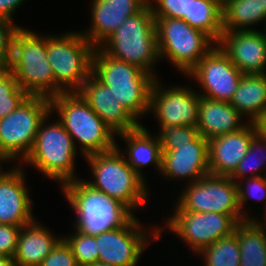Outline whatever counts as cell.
<instances>
[{
	"mask_svg": "<svg viewBox=\"0 0 266 266\" xmlns=\"http://www.w3.org/2000/svg\"><path fill=\"white\" fill-rule=\"evenodd\" d=\"M91 73L109 87L115 99L139 123L144 114H149L151 90L157 77L105 54L99 47H95L92 56Z\"/></svg>",
	"mask_w": 266,
	"mask_h": 266,
	"instance_id": "1",
	"label": "cell"
},
{
	"mask_svg": "<svg viewBox=\"0 0 266 266\" xmlns=\"http://www.w3.org/2000/svg\"><path fill=\"white\" fill-rule=\"evenodd\" d=\"M19 27L12 39L8 68L29 96L51 99L62 92L57 88L52 67L47 59V36Z\"/></svg>",
	"mask_w": 266,
	"mask_h": 266,
	"instance_id": "2",
	"label": "cell"
},
{
	"mask_svg": "<svg viewBox=\"0 0 266 266\" xmlns=\"http://www.w3.org/2000/svg\"><path fill=\"white\" fill-rule=\"evenodd\" d=\"M61 188L77 216L74 228L86 235L95 236L120 228L135 216L120 201L95 189L84 179L77 178Z\"/></svg>",
	"mask_w": 266,
	"mask_h": 266,
	"instance_id": "3",
	"label": "cell"
},
{
	"mask_svg": "<svg viewBox=\"0 0 266 266\" xmlns=\"http://www.w3.org/2000/svg\"><path fill=\"white\" fill-rule=\"evenodd\" d=\"M99 48L107 55L135 65L155 77L159 60L155 19L149 3L129 16Z\"/></svg>",
	"mask_w": 266,
	"mask_h": 266,
	"instance_id": "4",
	"label": "cell"
},
{
	"mask_svg": "<svg viewBox=\"0 0 266 266\" xmlns=\"http://www.w3.org/2000/svg\"><path fill=\"white\" fill-rule=\"evenodd\" d=\"M50 111H56L58 120L80 144L82 155L107 152L116 147L115 132L91 109L78 92L61 93L50 99ZM76 142V143H75Z\"/></svg>",
	"mask_w": 266,
	"mask_h": 266,
	"instance_id": "5",
	"label": "cell"
},
{
	"mask_svg": "<svg viewBox=\"0 0 266 266\" xmlns=\"http://www.w3.org/2000/svg\"><path fill=\"white\" fill-rule=\"evenodd\" d=\"M85 159L94 176L92 181L86 179L89 185L120 201L132 212L146 204L150 195L146 179L127 164L118 144L110 151L91 154Z\"/></svg>",
	"mask_w": 266,
	"mask_h": 266,
	"instance_id": "6",
	"label": "cell"
},
{
	"mask_svg": "<svg viewBox=\"0 0 266 266\" xmlns=\"http://www.w3.org/2000/svg\"><path fill=\"white\" fill-rule=\"evenodd\" d=\"M51 114L50 112L46 115L41 122L34 147L22 165H32L42 172L41 174L58 181L63 186L77 179L74 173H76L75 157L78 149L59 120L47 124Z\"/></svg>",
	"mask_w": 266,
	"mask_h": 266,
	"instance_id": "7",
	"label": "cell"
},
{
	"mask_svg": "<svg viewBox=\"0 0 266 266\" xmlns=\"http://www.w3.org/2000/svg\"><path fill=\"white\" fill-rule=\"evenodd\" d=\"M79 32L47 36V59L62 93L78 92L92 72L95 47Z\"/></svg>",
	"mask_w": 266,
	"mask_h": 266,
	"instance_id": "8",
	"label": "cell"
},
{
	"mask_svg": "<svg viewBox=\"0 0 266 266\" xmlns=\"http://www.w3.org/2000/svg\"><path fill=\"white\" fill-rule=\"evenodd\" d=\"M154 19L160 60L167 58L183 75H187L216 45L207 34L182 19Z\"/></svg>",
	"mask_w": 266,
	"mask_h": 266,
	"instance_id": "9",
	"label": "cell"
},
{
	"mask_svg": "<svg viewBox=\"0 0 266 266\" xmlns=\"http://www.w3.org/2000/svg\"><path fill=\"white\" fill-rule=\"evenodd\" d=\"M50 112V99L28 96L15 111L0 119V149L11 160L22 163L34 147L41 122Z\"/></svg>",
	"mask_w": 266,
	"mask_h": 266,
	"instance_id": "10",
	"label": "cell"
},
{
	"mask_svg": "<svg viewBox=\"0 0 266 266\" xmlns=\"http://www.w3.org/2000/svg\"><path fill=\"white\" fill-rule=\"evenodd\" d=\"M175 206L188 212L231 215L238 223L246 221L238 204L237 184L230 176L208 174L185 185Z\"/></svg>",
	"mask_w": 266,
	"mask_h": 266,
	"instance_id": "11",
	"label": "cell"
},
{
	"mask_svg": "<svg viewBox=\"0 0 266 266\" xmlns=\"http://www.w3.org/2000/svg\"><path fill=\"white\" fill-rule=\"evenodd\" d=\"M143 226L134 216L125 226L95 235L99 250L98 262L115 266H137L145 247L152 239L157 241L161 238L163 230L155 226L150 230L151 235L148 230L147 236ZM148 237L152 239L149 241Z\"/></svg>",
	"mask_w": 266,
	"mask_h": 266,
	"instance_id": "12",
	"label": "cell"
},
{
	"mask_svg": "<svg viewBox=\"0 0 266 266\" xmlns=\"http://www.w3.org/2000/svg\"><path fill=\"white\" fill-rule=\"evenodd\" d=\"M175 208V212L173 211L171 217L166 220L165 226L172 234L182 238L195 255L203 248L231 235L238 224L231 215L188 212L179 210L176 206Z\"/></svg>",
	"mask_w": 266,
	"mask_h": 266,
	"instance_id": "13",
	"label": "cell"
},
{
	"mask_svg": "<svg viewBox=\"0 0 266 266\" xmlns=\"http://www.w3.org/2000/svg\"><path fill=\"white\" fill-rule=\"evenodd\" d=\"M186 76L195 78L203 88V93L198 92L200 96L230 102L243 73L215 45Z\"/></svg>",
	"mask_w": 266,
	"mask_h": 266,
	"instance_id": "14",
	"label": "cell"
},
{
	"mask_svg": "<svg viewBox=\"0 0 266 266\" xmlns=\"http://www.w3.org/2000/svg\"><path fill=\"white\" fill-rule=\"evenodd\" d=\"M193 90L177 85L166 88L157 78L151 90L149 113L154 114L159 125L197 127L200 95Z\"/></svg>",
	"mask_w": 266,
	"mask_h": 266,
	"instance_id": "15",
	"label": "cell"
},
{
	"mask_svg": "<svg viewBox=\"0 0 266 266\" xmlns=\"http://www.w3.org/2000/svg\"><path fill=\"white\" fill-rule=\"evenodd\" d=\"M217 45L243 74H266V37L257 30L224 31Z\"/></svg>",
	"mask_w": 266,
	"mask_h": 266,
	"instance_id": "16",
	"label": "cell"
},
{
	"mask_svg": "<svg viewBox=\"0 0 266 266\" xmlns=\"http://www.w3.org/2000/svg\"><path fill=\"white\" fill-rule=\"evenodd\" d=\"M208 154V140L199 135L188 144L177 145L176 150L162 151L160 174L170 181L184 178L188 184L198 181L210 174Z\"/></svg>",
	"mask_w": 266,
	"mask_h": 266,
	"instance_id": "17",
	"label": "cell"
},
{
	"mask_svg": "<svg viewBox=\"0 0 266 266\" xmlns=\"http://www.w3.org/2000/svg\"><path fill=\"white\" fill-rule=\"evenodd\" d=\"M23 168L18 164L0 177V224L23 227L36 218Z\"/></svg>",
	"mask_w": 266,
	"mask_h": 266,
	"instance_id": "18",
	"label": "cell"
},
{
	"mask_svg": "<svg viewBox=\"0 0 266 266\" xmlns=\"http://www.w3.org/2000/svg\"><path fill=\"white\" fill-rule=\"evenodd\" d=\"M78 93L115 134L134 130L141 124L92 73Z\"/></svg>",
	"mask_w": 266,
	"mask_h": 266,
	"instance_id": "19",
	"label": "cell"
},
{
	"mask_svg": "<svg viewBox=\"0 0 266 266\" xmlns=\"http://www.w3.org/2000/svg\"><path fill=\"white\" fill-rule=\"evenodd\" d=\"M256 133L255 123L247 122L238 131L211 138L208 141L210 174L230 176L246 155Z\"/></svg>",
	"mask_w": 266,
	"mask_h": 266,
	"instance_id": "20",
	"label": "cell"
},
{
	"mask_svg": "<svg viewBox=\"0 0 266 266\" xmlns=\"http://www.w3.org/2000/svg\"><path fill=\"white\" fill-rule=\"evenodd\" d=\"M148 0H92L91 25L81 33L99 47L129 17L139 12Z\"/></svg>",
	"mask_w": 266,
	"mask_h": 266,
	"instance_id": "21",
	"label": "cell"
},
{
	"mask_svg": "<svg viewBox=\"0 0 266 266\" xmlns=\"http://www.w3.org/2000/svg\"><path fill=\"white\" fill-rule=\"evenodd\" d=\"M243 118L229 102L200 96L197 129L206 140L240 130Z\"/></svg>",
	"mask_w": 266,
	"mask_h": 266,
	"instance_id": "22",
	"label": "cell"
},
{
	"mask_svg": "<svg viewBox=\"0 0 266 266\" xmlns=\"http://www.w3.org/2000/svg\"><path fill=\"white\" fill-rule=\"evenodd\" d=\"M123 139L127 148L122 154L127 164L144 180L142 168L153 164L160 174L162 169V147L158 136H152L151 132L140 124L136 129L116 134ZM126 154V155H125ZM128 158H127V157ZM144 176V177H143Z\"/></svg>",
	"mask_w": 266,
	"mask_h": 266,
	"instance_id": "23",
	"label": "cell"
},
{
	"mask_svg": "<svg viewBox=\"0 0 266 266\" xmlns=\"http://www.w3.org/2000/svg\"><path fill=\"white\" fill-rule=\"evenodd\" d=\"M35 218L19 232L14 261L17 266H40L41 262L63 238L56 237Z\"/></svg>",
	"mask_w": 266,
	"mask_h": 266,
	"instance_id": "24",
	"label": "cell"
},
{
	"mask_svg": "<svg viewBox=\"0 0 266 266\" xmlns=\"http://www.w3.org/2000/svg\"><path fill=\"white\" fill-rule=\"evenodd\" d=\"M229 103L255 122L266 109V74H243Z\"/></svg>",
	"mask_w": 266,
	"mask_h": 266,
	"instance_id": "25",
	"label": "cell"
},
{
	"mask_svg": "<svg viewBox=\"0 0 266 266\" xmlns=\"http://www.w3.org/2000/svg\"><path fill=\"white\" fill-rule=\"evenodd\" d=\"M246 220L234 229L241 252L240 266H266V224Z\"/></svg>",
	"mask_w": 266,
	"mask_h": 266,
	"instance_id": "26",
	"label": "cell"
},
{
	"mask_svg": "<svg viewBox=\"0 0 266 266\" xmlns=\"http://www.w3.org/2000/svg\"><path fill=\"white\" fill-rule=\"evenodd\" d=\"M222 13L224 31L256 30L251 26L266 24V0H229Z\"/></svg>",
	"mask_w": 266,
	"mask_h": 266,
	"instance_id": "27",
	"label": "cell"
},
{
	"mask_svg": "<svg viewBox=\"0 0 266 266\" xmlns=\"http://www.w3.org/2000/svg\"><path fill=\"white\" fill-rule=\"evenodd\" d=\"M188 24L217 44L224 32L222 6L216 0H189Z\"/></svg>",
	"mask_w": 266,
	"mask_h": 266,
	"instance_id": "28",
	"label": "cell"
},
{
	"mask_svg": "<svg viewBox=\"0 0 266 266\" xmlns=\"http://www.w3.org/2000/svg\"><path fill=\"white\" fill-rule=\"evenodd\" d=\"M252 176H266V137L258 132L252 138L246 155L230 175L235 182Z\"/></svg>",
	"mask_w": 266,
	"mask_h": 266,
	"instance_id": "29",
	"label": "cell"
},
{
	"mask_svg": "<svg viewBox=\"0 0 266 266\" xmlns=\"http://www.w3.org/2000/svg\"><path fill=\"white\" fill-rule=\"evenodd\" d=\"M198 254H202L204 266H240L241 252L234 232L203 248Z\"/></svg>",
	"mask_w": 266,
	"mask_h": 266,
	"instance_id": "30",
	"label": "cell"
},
{
	"mask_svg": "<svg viewBox=\"0 0 266 266\" xmlns=\"http://www.w3.org/2000/svg\"><path fill=\"white\" fill-rule=\"evenodd\" d=\"M29 95L19 87L9 68H0V119L6 117Z\"/></svg>",
	"mask_w": 266,
	"mask_h": 266,
	"instance_id": "31",
	"label": "cell"
},
{
	"mask_svg": "<svg viewBox=\"0 0 266 266\" xmlns=\"http://www.w3.org/2000/svg\"><path fill=\"white\" fill-rule=\"evenodd\" d=\"M63 239L71 248L79 266H90L99 260V250L95 236L86 235L77 229Z\"/></svg>",
	"mask_w": 266,
	"mask_h": 266,
	"instance_id": "32",
	"label": "cell"
},
{
	"mask_svg": "<svg viewBox=\"0 0 266 266\" xmlns=\"http://www.w3.org/2000/svg\"><path fill=\"white\" fill-rule=\"evenodd\" d=\"M241 180L244 181L241 183ZM236 184L240 212L246 220H253L255 217L251 218L247 215L248 213H245L247 212V207H244V205L247 202V199L249 200L250 198L256 201L258 200L257 202L263 200V203H265L264 207L266 208V176H252L239 179L236 181Z\"/></svg>",
	"mask_w": 266,
	"mask_h": 266,
	"instance_id": "33",
	"label": "cell"
},
{
	"mask_svg": "<svg viewBox=\"0 0 266 266\" xmlns=\"http://www.w3.org/2000/svg\"><path fill=\"white\" fill-rule=\"evenodd\" d=\"M159 127L157 136L161 143L162 151L176 150L177 145L188 144L200 135L197 127L193 126L159 125Z\"/></svg>",
	"mask_w": 266,
	"mask_h": 266,
	"instance_id": "34",
	"label": "cell"
},
{
	"mask_svg": "<svg viewBox=\"0 0 266 266\" xmlns=\"http://www.w3.org/2000/svg\"><path fill=\"white\" fill-rule=\"evenodd\" d=\"M148 3L154 17L179 18L188 24L189 0H148Z\"/></svg>",
	"mask_w": 266,
	"mask_h": 266,
	"instance_id": "35",
	"label": "cell"
},
{
	"mask_svg": "<svg viewBox=\"0 0 266 266\" xmlns=\"http://www.w3.org/2000/svg\"><path fill=\"white\" fill-rule=\"evenodd\" d=\"M22 27L0 17V68H8L11 60L12 39L16 30Z\"/></svg>",
	"mask_w": 266,
	"mask_h": 266,
	"instance_id": "36",
	"label": "cell"
},
{
	"mask_svg": "<svg viewBox=\"0 0 266 266\" xmlns=\"http://www.w3.org/2000/svg\"><path fill=\"white\" fill-rule=\"evenodd\" d=\"M40 266H79L76 258L62 238L49 255L41 262Z\"/></svg>",
	"mask_w": 266,
	"mask_h": 266,
	"instance_id": "37",
	"label": "cell"
},
{
	"mask_svg": "<svg viewBox=\"0 0 266 266\" xmlns=\"http://www.w3.org/2000/svg\"><path fill=\"white\" fill-rule=\"evenodd\" d=\"M21 228L20 226L0 224V255L14 257Z\"/></svg>",
	"mask_w": 266,
	"mask_h": 266,
	"instance_id": "38",
	"label": "cell"
},
{
	"mask_svg": "<svg viewBox=\"0 0 266 266\" xmlns=\"http://www.w3.org/2000/svg\"><path fill=\"white\" fill-rule=\"evenodd\" d=\"M26 0H0V17L13 22V15L17 8Z\"/></svg>",
	"mask_w": 266,
	"mask_h": 266,
	"instance_id": "39",
	"label": "cell"
},
{
	"mask_svg": "<svg viewBox=\"0 0 266 266\" xmlns=\"http://www.w3.org/2000/svg\"><path fill=\"white\" fill-rule=\"evenodd\" d=\"M257 132L266 137V109L262 112L261 116L254 122Z\"/></svg>",
	"mask_w": 266,
	"mask_h": 266,
	"instance_id": "40",
	"label": "cell"
},
{
	"mask_svg": "<svg viewBox=\"0 0 266 266\" xmlns=\"http://www.w3.org/2000/svg\"><path fill=\"white\" fill-rule=\"evenodd\" d=\"M12 161L1 149H0V177H3L8 171L3 170L1 163H8Z\"/></svg>",
	"mask_w": 266,
	"mask_h": 266,
	"instance_id": "41",
	"label": "cell"
},
{
	"mask_svg": "<svg viewBox=\"0 0 266 266\" xmlns=\"http://www.w3.org/2000/svg\"><path fill=\"white\" fill-rule=\"evenodd\" d=\"M0 266H17L13 257L0 255Z\"/></svg>",
	"mask_w": 266,
	"mask_h": 266,
	"instance_id": "42",
	"label": "cell"
},
{
	"mask_svg": "<svg viewBox=\"0 0 266 266\" xmlns=\"http://www.w3.org/2000/svg\"><path fill=\"white\" fill-rule=\"evenodd\" d=\"M90 266H115V265H111V264H105V263H101V262H96Z\"/></svg>",
	"mask_w": 266,
	"mask_h": 266,
	"instance_id": "43",
	"label": "cell"
},
{
	"mask_svg": "<svg viewBox=\"0 0 266 266\" xmlns=\"http://www.w3.org/2000/svg\"><path fill=\"white\" fill-rule=\"evenodd\" d=\"M262 216H264V217H262L263 218L262 220L264 222L263 221H261V222L259 221V223L266 224V208H264V215H262Z\"/></svg>",
	"mask_w": 266,
	"mask_h": 266,
	"instance_id": "44",
	"label": "cell"
},
{
	"mask_svg": "<svg viewBox=\"0 0 266 266\" xmlns=\"http://www.w3.org/2000/svg\"><path fill=\"white\" fill-rule=\"evenodd\" d=\"M221 6H224L229 0H216Z\"/></svg>",
	"mask_w": 266,
	"mask_h": 266,
	"instance_id": "45",
	"label": "cell"
},
{
	"mask_svg": "<svg viewBox=\"0 0 266 266\" xmlns=\"http://www.w3.org/2000/svg\"><path fill=\"white\" fill-rule=\"evenodd\" d=\"M265 27V30L263 31L264 32V34H265V37H266V26H264Z\"/></svg>",
	"mask_w": 266,
	"mask_h": 266,
	"instance_id": "46",
	"label": "cell"
}]
</instances>
